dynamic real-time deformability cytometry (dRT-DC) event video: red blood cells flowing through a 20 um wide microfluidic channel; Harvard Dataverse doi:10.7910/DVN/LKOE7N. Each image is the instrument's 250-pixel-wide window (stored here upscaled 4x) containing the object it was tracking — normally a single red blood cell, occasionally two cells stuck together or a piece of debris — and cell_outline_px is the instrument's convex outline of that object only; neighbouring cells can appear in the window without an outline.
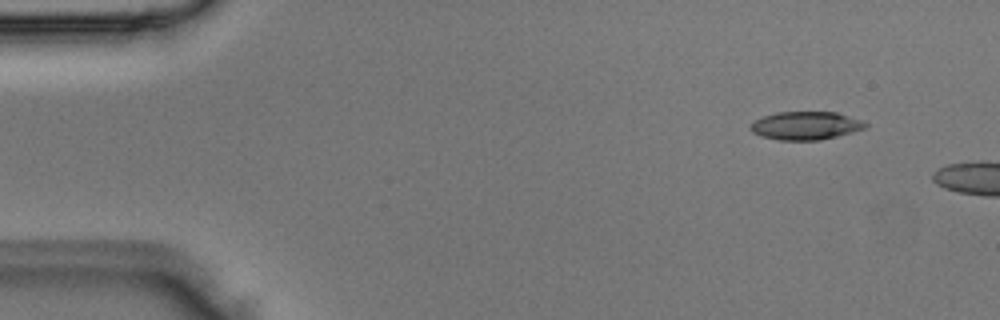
{"species": "Egyptian fruit bat (a non-hibernating species)", "species_latin": "Rousettus aegyptiacus", "temperature_condition": "room temperature", "stored_images_in_passage": 2, "segment_of_instrument_passage": [2, 2], "camera_frame_rate_fps": 3000, "um_per_image_px": 0.085, "animal": {"sex": "male"}, "frame": {"image": 1, "passage_image": 2, "time_ms": 0.333, "image_size_px": [1000, 320], "cell_outline_px": [[868, 128], [820, 140], [780, 140], [760, 136], [752, 132], [748, 128], [756, 120], [764, 116], [776, 112], [836, 112], [860, 120], [868, 124]], "centroid_in_image_um": [68.48, 10.68], "position_along_channel_um": 16.5, "area_um2": 18.79}}